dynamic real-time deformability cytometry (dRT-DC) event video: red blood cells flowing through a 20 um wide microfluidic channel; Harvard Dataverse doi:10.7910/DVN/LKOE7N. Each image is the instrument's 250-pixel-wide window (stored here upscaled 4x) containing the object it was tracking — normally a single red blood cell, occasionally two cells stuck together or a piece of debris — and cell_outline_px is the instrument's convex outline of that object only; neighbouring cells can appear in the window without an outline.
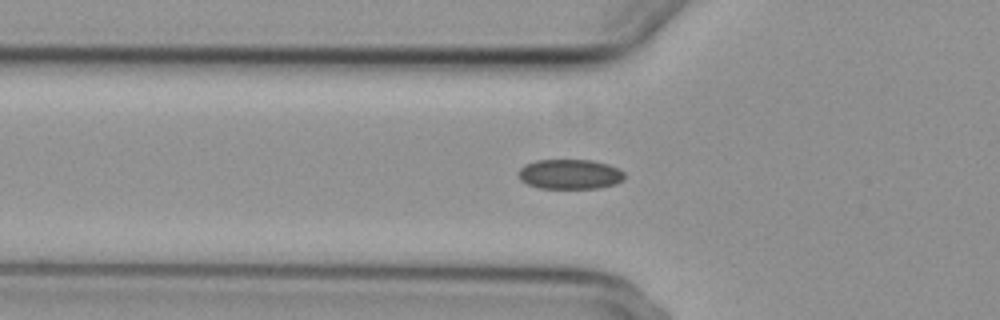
{"species": "common noctule bat (a hibernating species)", "species_latin": "Nyctalus noctula", "temperature_condition": "cold", "stored_images_in_passage": 44, "camera_frame_rate_fps": 3000, "um_per_image_px": 0.085, "animal": {"sex": "female", "body_mass_g": 29.2, "forearm_length_mm": 56.3}, "frame": {"image": 1, "passage_image": 13, "time_ms": 4.0, "image_size_px": [1000, 320], "cell_outline_px": [[624, 180], [616, 184], [600, 188], [540, 188], [528, 184], [520, 180], [516, 172], [524, 164], [536, 160], [592, 160], [608, 164], [620, 168], [624, 172]], "centroid_in_image_um": [48.44, 14.8], "position_along_channel_um": 77.4, "area_um2": 18.73}}
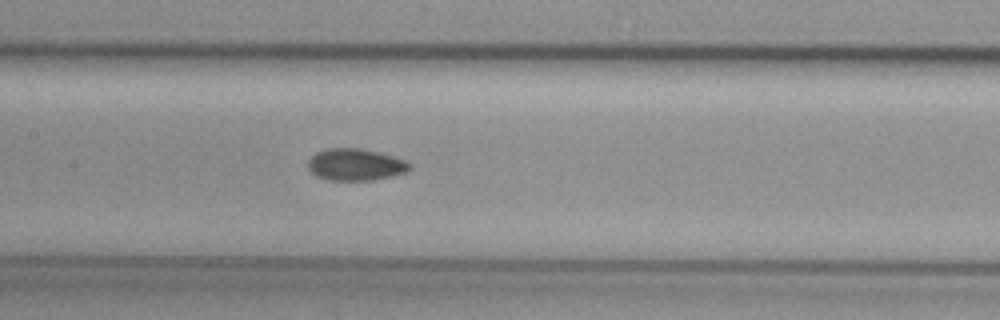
{"frame": {"image": 2, "passage_image": 21, "time_ms": 6.667, "image_size_px": [1000, 320], "cell_outline_px": [[412, 168], [408, 172], [392, 176], [372, 180], [328, 180], [316, 176], [308, 168], [308, 160], [316, 152], [324, 148], [360, 148], [392, 156], [404, 160], [412, 164]], "centroid_in_image_um": [30.22, 13.99], "position_along_channel_um": 177.2, "area_um2": 18.96}}
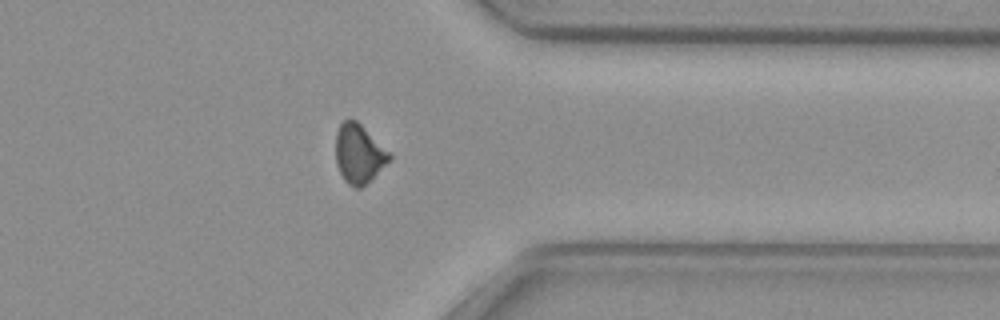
{"frame": {"image": 3, "passage_image": 38, "time_ms": 12.333, "image_size_px": [1000, 320], "cell_outline_px": [[392, 156], [360, 188], [356, 188], [348, 184], [344, 180], [336, 164], [336, 132], [340, 124], [344, 120], [356, 120]], "centroid_in_image_um": [30.44, 13.06], "position_along_channel_um": 381.0, "area_um2": 17.63}}